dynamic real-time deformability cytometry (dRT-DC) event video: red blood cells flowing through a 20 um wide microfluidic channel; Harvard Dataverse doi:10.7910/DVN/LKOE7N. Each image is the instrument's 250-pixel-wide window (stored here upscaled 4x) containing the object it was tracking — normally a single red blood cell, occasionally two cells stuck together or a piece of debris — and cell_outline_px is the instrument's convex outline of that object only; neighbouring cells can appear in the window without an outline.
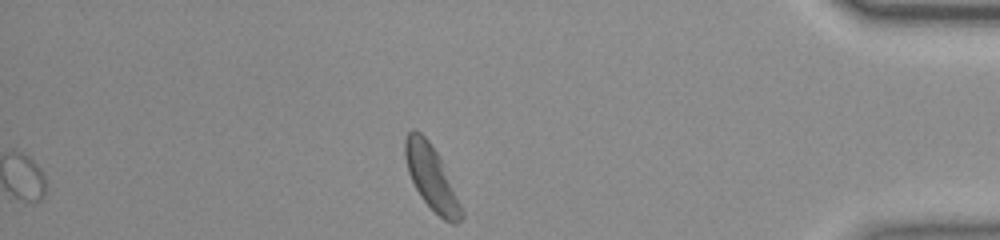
{"species": "common noctule bat (a hibernating species)", "species_latin": "Nyctalus noctula", "temperature_condition": "room temperature", "stored_images_in_passage": 47, "camera_frame_rate_fps": 3000, "um_per_image_px": 0.085, "animal": {"sex": "female", "body_mass_g": 23.0, "forearm_length_mm": 53.4}, "frame": {"image": 1, "passage_image": 47, "time_ms": 15.333, "image_size_px": [1000, 240], "cell_outline_px": [[464, 216], [456, 224], [452, 224], [444, 220], [420, 196], [408, 172], [404, 152], [404, 140], [408, 132], [412, 128], [420, 132], [428, 140], [436, 152], [440, 160], [464, 212]], "centroid_in_image_um": [36.65, 15.08], "position_along_channel_um": 398.6, "area_um2": 20.46}}